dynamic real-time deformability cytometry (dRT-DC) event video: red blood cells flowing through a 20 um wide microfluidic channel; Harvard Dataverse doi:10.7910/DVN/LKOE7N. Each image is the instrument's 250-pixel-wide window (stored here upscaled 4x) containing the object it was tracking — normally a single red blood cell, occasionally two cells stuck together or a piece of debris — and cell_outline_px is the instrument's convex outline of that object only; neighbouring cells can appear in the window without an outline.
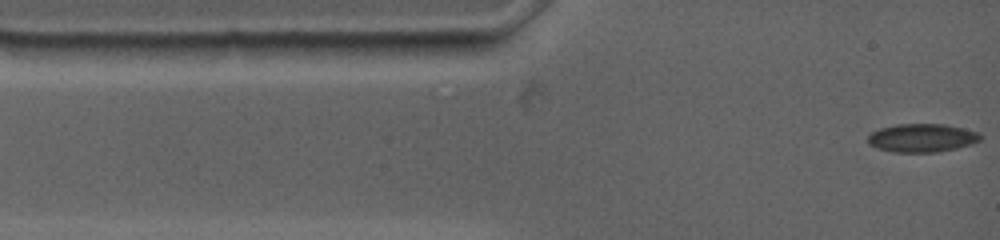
{"species": "common noctule bat (a hibernating species)", "species_latin": "Nyctalus noctula", "temperature_condition": "warm", "stored_images_in_passage": 23, "camera_frame_rate_fps": 4500, "um_per_image_px": 0.085, "animal": {"sex": "female", "body_mass_g": 19.0, "forearm_length_mm": 53.3}, "frame": {"image": 1, "passage_image": 1, "time_ms": 0.0, "image_size_px": [1000, 240], "cell_outline_px": [[980, 140], [972, 144], [956, 148], [936, 152], [892, 152], [876, 148], [868, 144], [868, 136], [872, 132], [880, 128], [896, 124], [944, 124], [964, 128], [976, 132], [980, 136]], "centroid_in_image_um": [78.33, 11.72], "position_along_channel_um": 6.7, "area_um2": 18.55}}
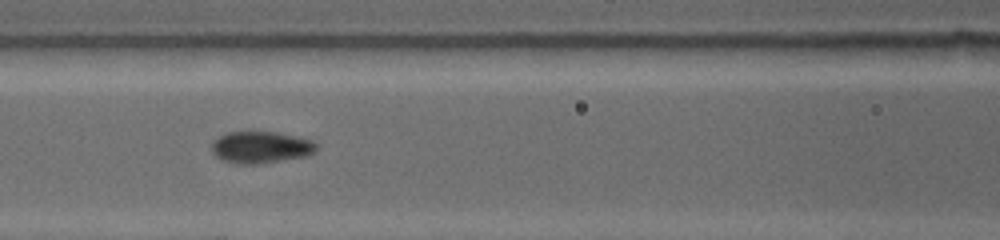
{"frame": {"image": 2, "passage_image": 14, "time_ms": 4.889, "image_size_px": [1000, 240], "cell_outline_px": [[316, 152], [308, 156], [260, 164], [236, 164], [224, 160], [216, 156], [212, 152], [212, 140], [224, 132], [276, 132], [296, 136], [312, 140], [316, 144]], "centroid_in_image_um": [22.16, 12.52], "position_along_channel_um": 144.4, "area_um2": 19.65}}
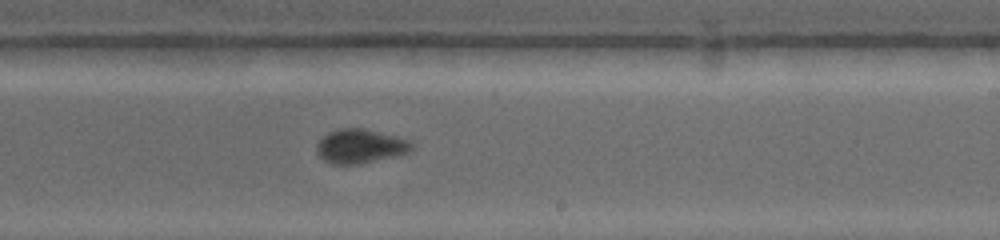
{"frame": {"image": 3, "passage_image": 23, "time_ms": 8.0, "image_size_px": [1000, 240], "cell_outline_px": [[412, 148], [408, 152], [396, 156], [360, 164], [332, 164], [324, 160], [316, 152], [316, 144], [328, 132], [340, 128], [364, 128], [408, 140], [412, 144]], "centroid_in_image_um": [30.58, 12.43], "position_along_channel_um": 258.4, "area_um2": 18.73}}